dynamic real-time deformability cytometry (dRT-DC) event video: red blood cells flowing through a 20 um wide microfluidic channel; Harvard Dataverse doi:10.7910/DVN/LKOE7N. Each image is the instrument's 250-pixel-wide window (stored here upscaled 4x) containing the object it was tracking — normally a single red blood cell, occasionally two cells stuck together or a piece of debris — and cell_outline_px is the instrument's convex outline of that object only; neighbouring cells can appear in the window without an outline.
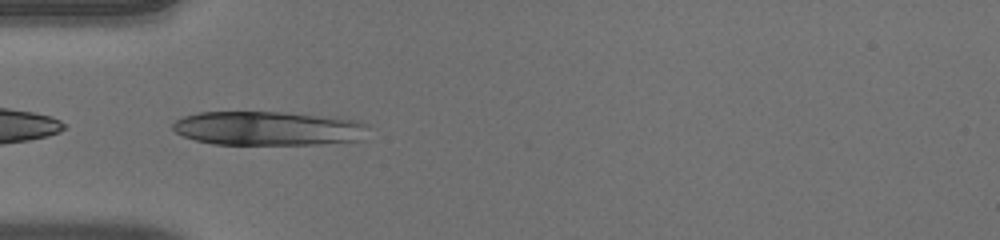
{"species": "human", "species_latin": "Homo sapiens", "temperature_condition": "warm", "stored_images_in_passage": 36, "camera_frame_rate_fps": 3000, "um_per_image_px": 0.085, "donor": {"sex": "male"}, "frame": {"image": 1, "passage_image": 1, "time_ms": 0.0, "image_size_px": [1000, 240], "cell_outline_px": [[368, 124], [360, 140], [320, 144], [212, 144], [196, 140], [184, 136], [176, 132], [172, 128], [172, 124], [176, 120], [184, 116], [200, 112], [280, 112], [360, 120]], "centroid_in_image_um": [22.76, 10.91], "position_along_channel_um": 62.2, "area_um2": 38.55}}
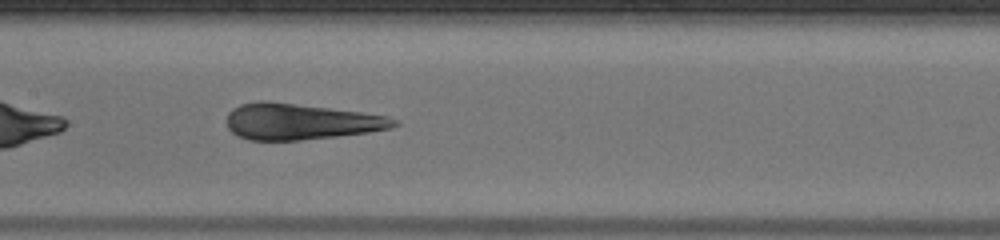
{"frame": {"image": 2, "passage_image": 10, "time_ms": 3.0, "image_size_px": [1000, 240], "cell_outline_px": [[400, 124], [388, 128], [368, 132], [336, 136], [300, 140], [248, 140], [236, 136], [228, 128], [228, 112], [232, 108], [240, 104], [260, 100], [264, 100], [360, 112], [388, 116], [400, 120]], "centroid_in_image_um": [25.51, 10.33], "position_along_channel_um": 181.9, "area_um2": 35.03}}
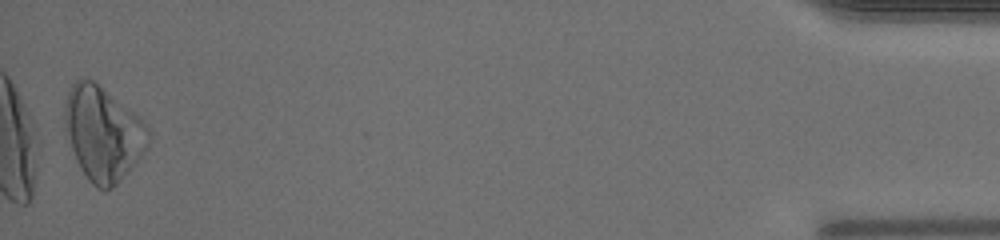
{"frame": {"image": 3, "passage_image": 35, "time_ms": 11.333, "image_size_px": [1000, 240], "cell_outline_px": [[152, 136], [144, 152], [128, 172], [112, 188], [96, 188], [88, 180], [80, 168], [76, 160], [64, 128], [64, 104], [68, 88], [76, 80], [92, 80], [148, 124], [152, 132]], "centroid_in_image_um": [8.75, 11.35], "position_along_channel_um": 426.4, "area_um2": 45.66}, "authors_computed_cell_mechanics": {"area_um2": 37.2521, "velocity_mm_per_s": 4.0237, "shape_relaxation_time_tau1_ms": 4.5083, "shape_relaxation_time_tau2_ms": 1.1927, "deformation_change_tau1": 0.2014, "deformation_change_tau2": 0.1117}}